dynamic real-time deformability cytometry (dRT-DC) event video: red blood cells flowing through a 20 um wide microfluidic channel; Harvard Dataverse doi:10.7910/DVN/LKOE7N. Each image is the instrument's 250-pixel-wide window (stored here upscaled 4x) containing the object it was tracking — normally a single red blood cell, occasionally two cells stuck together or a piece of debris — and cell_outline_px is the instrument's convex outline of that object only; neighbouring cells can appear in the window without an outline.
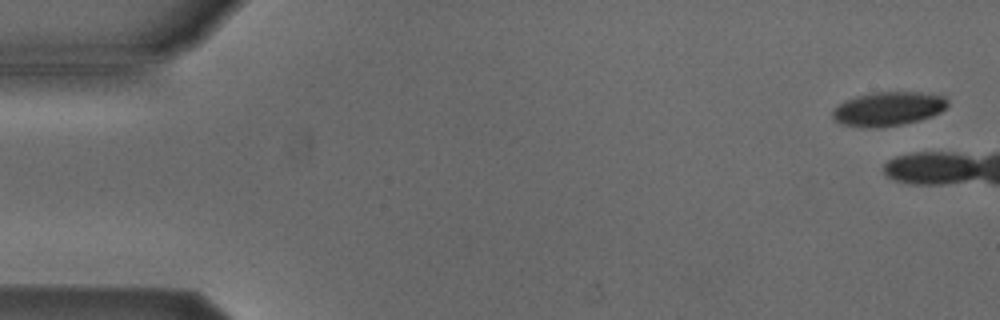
{"species": "Egyptian fruit bat (a non-hibernating species)", "species_latin": "Rousettus aegyptiacus", "temperature_condition": "cold", "stored_images_in_passage": 7, "camera_frame_rate_fps": 3000, "um_per_image_px": 0.085, "animal": {"sex": "male"}, "frame": {"image": 1, "passage_image": 2, "time_ms": 0.333, "image_size_px": [1000, 320], "cell_outline_px": [[948, 104], [940, 112], [932, 116], [920, 120], [904, 124], [876, 128], [840, 124], [832, 120], [832, 108], [836, 104], [844, 100], [856, 96], [872, 92], [920, 92], [944, 96], [948, 100]], "centroid_in_image_um": [75.44, 9.25], "position_along_channel_um": 9.6, "area_um2": 23.12}}